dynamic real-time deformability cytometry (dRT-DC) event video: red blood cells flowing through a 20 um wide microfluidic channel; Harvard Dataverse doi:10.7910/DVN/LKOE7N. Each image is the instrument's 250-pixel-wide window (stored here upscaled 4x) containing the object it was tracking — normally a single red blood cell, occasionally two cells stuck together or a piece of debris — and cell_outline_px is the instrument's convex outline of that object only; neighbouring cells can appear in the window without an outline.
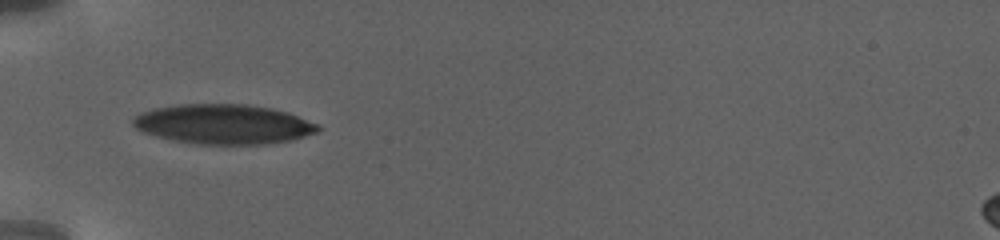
{"species": "human", "species_latin": "Homo sapiens", "temperature_condition": "warm", "stored_images_in_passage": 2, "camera_frame_rate_fps": 3000, "um_per_image_px": 0.085, "donor": {"sex": "female"}, "frame": {"image": 1, "passage_image": 1, "time_ms": 0.0, "image_size_px": [1000, 240], "cell_outline_px": [[320, 128], [316, 132], [292, 140], [268, 144], [192, 144], [172, 140], [156, 136], [144, 132], [136, 128], [132, 124], [132, 120], [136, 116], [152, 108], [180, 104], [248, 104], [288, 112], [316, 124]], "centroid_in_image_um": [18.97, 10.56], "position_along_channel_um": 66.0, "area_um2": 42.66}}